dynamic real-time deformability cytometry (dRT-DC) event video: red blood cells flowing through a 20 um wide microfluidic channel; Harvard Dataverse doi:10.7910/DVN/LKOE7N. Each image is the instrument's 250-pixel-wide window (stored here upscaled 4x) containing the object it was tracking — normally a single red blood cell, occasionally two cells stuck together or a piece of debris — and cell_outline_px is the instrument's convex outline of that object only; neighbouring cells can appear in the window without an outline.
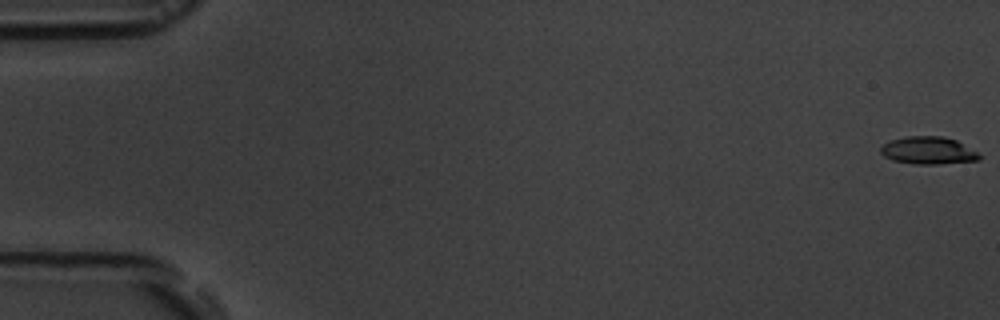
{"species": "common noctule bat (a hibernating species)", "species_latin": "Nyctalus noctula", "temperature_condition": "room temperature", "stored_images_in_passage": 6, "camera_frame_rate_fps": 3000, "um_per_image_px": 0.085, "animal": {"sex": "male", "body_mass_g": 19.5, "forearm_length_mm": 54.6}, "frame": {"image": 1, "passage_image": 1, "time_ms": 0.0, "image_size_px": [1000, 320], "cell_outline_px": [[984, 156], [980, 160], [936, 164], [916, 164], [892, 160], [884, 156], [880, 152], [880, 148], [884, 144], [892, 140], [908, 136], [944, 136], [956, 140]], "centroid_in_image_um": [78.93, 12.79], "position_along_channel_um": 6.1, "area_um2": 15.78}}